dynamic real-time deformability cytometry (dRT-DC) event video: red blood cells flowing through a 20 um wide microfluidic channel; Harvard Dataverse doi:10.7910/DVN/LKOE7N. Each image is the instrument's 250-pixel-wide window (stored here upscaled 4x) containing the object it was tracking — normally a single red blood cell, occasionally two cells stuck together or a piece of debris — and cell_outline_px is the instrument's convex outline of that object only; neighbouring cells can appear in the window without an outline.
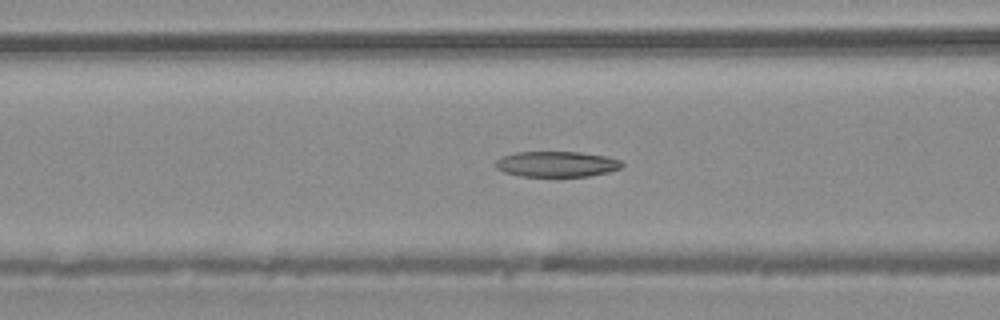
{"species": "common noctule bat (a hibernating species)", "species_latin": "Nyctalus noctula", "temperature_condition": "warm", "stored_images_in_passage": 43, "camera_frame_rate_fps": 3000, "um_per_image_px": 0.085, "animal": {"sex": "male", "body_mass_g": 20.4}, "frame": {"image": 1, "passage_image": 16, "time_ms": 5.0, "image_size_px": [1000, 320], "cell_outline_px": [[624, 164], [620, 168], [608, 172], [588, 176], [520, 176], [504, 172], [496, 168], [496, 160], [504, 156], [516, 152], [580, 152], [604, 156], [620, 160]], "centroid_in_image_um": [47.31, 13.95], "position_along_channel_um": 119.3, "area_um2": 18.67}}
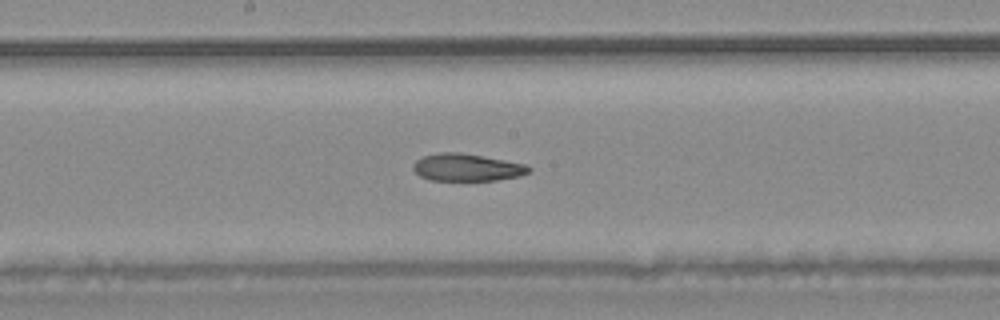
{"frame": {"image": 2, "passage_image": 22, "time_ms": 7.0, "image_size_px": [1000, 320], "cell_outline_px": [[532, 168], [528, 172], [520, 176], [496, 180], [428, 180], [420, 176], [412, 168], [412, 164], [416, 160], [424, 156], [436, 152], [460, 152], [524, 164]], "centroid_in_image_um": [39.63, 14.23], "position_along_channel_um": 208.6, "area_um2": 18.32}}
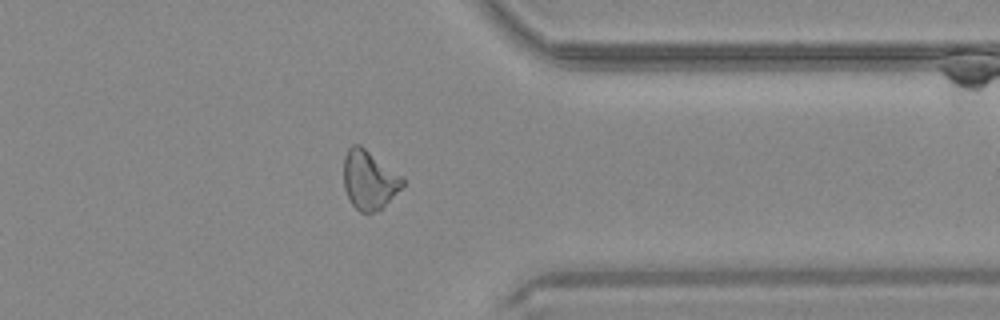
{"frame": {"image": 3, "passage_image": 34, "time_ms": 11.0, "image_size_px": [1000, 320], "cell_outline_px": [[404, 184], [376, 212], [360, 212], [352, 204], [344, 188], [344, 156], [348, 148], [352, 144], [360, 144], [400, 176], [404, 180]], "centroid_in_image_um": [31.32, 15.27], "position_along_channel_um": 380.1, "area_um2": 19.59}}